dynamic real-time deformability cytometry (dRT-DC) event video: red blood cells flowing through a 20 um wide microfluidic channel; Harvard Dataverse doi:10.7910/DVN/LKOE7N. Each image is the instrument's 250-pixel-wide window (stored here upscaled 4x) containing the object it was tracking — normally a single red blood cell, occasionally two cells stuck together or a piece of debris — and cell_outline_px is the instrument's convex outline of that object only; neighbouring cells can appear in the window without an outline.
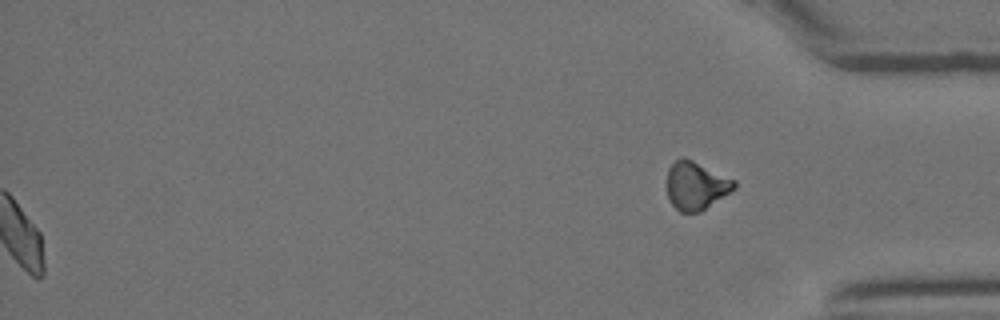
{"species": "Egyptian fruit bat (a non-hibernating species)", "species_latin": "Rousettus aegyptiacus", "temperature_condition": "room temperature", "stored_images_in_passage": 31, "segment_of_instrument_passage": [2, 2], "camera_frame_rate_fps": 3000, "um_per_image_px": 0.085, "animal": {"sex": "female"}, "frame": {"image": 1, "passage_image": 31, "time_ms": 10.0, "image_size_px": [1000, 320], "cell_outline_px": [[736, 188], [700, 212], [680, 212], [672, 204], [668, 196], [668, 168], [676, 160], [692, 160], [736, 180]], "centroid_in_image_um": [59.18, 15.8], "position_along_channel_um": 376.0, "area_um2": 18.44}}